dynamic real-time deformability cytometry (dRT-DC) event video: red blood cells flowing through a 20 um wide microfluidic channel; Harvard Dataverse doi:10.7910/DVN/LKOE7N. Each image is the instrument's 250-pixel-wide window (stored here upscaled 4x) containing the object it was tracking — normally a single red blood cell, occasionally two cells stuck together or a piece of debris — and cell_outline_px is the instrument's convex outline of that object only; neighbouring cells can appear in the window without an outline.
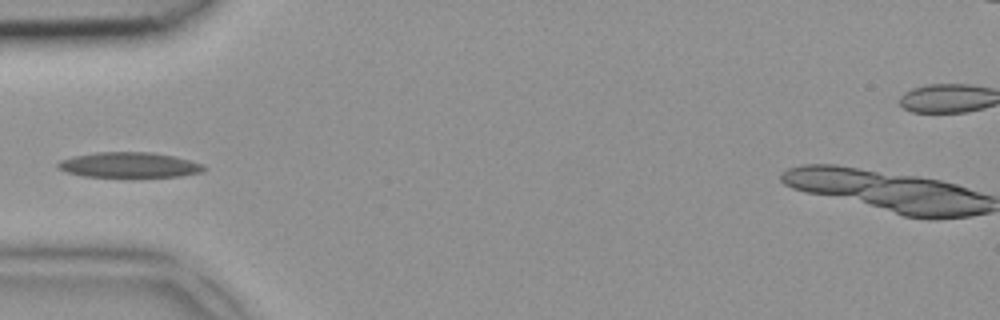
{"species": "common noctule bat (a hibernating species)", "species_latin": "Nyctalus noctula", "temperature_condition": "room temperature", "stored_images_in_passage": 3, "camera_frame_rate_fps": 3000, "um_per_image_px": 0.085, "animal": {"sex": "female", "body_mass_g": 18.4}, "frame": {"image": 1, "passage_image": 3, "time_ms": 0.667, "image_size_px": [1000, 320], "cell_outline_px": [[208, 168], [204, 172], [180, 176], [84, 176], [64, 172], [56, 168], [56, 164], [60, 160], [72, 156], [96, 152], [152, 152], [176, 156], [204, 164]], "centroid_in_image_um": [10.99, 14.01], "position_along_channel_um": 74.0, "area_um2": 21.68}}